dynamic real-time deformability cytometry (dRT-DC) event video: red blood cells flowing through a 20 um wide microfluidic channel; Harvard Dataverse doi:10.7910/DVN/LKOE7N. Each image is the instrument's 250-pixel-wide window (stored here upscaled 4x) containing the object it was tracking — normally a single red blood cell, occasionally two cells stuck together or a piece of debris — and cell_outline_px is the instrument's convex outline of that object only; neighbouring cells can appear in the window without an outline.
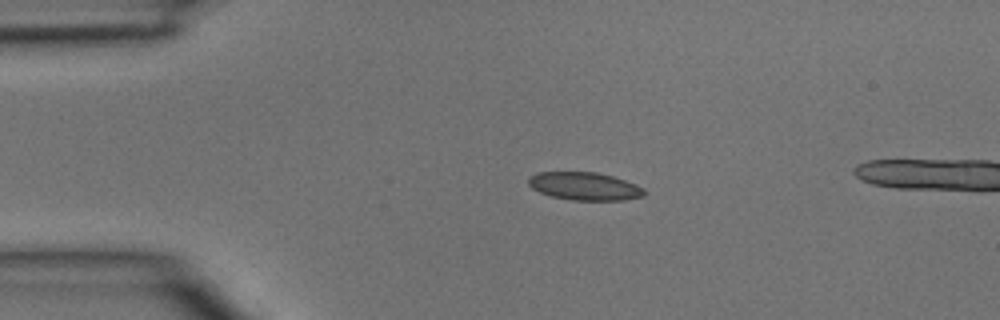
{"species": "common noctule bat (a hibernating species)", "species_latin": "Nyctalus noctula", "temperature_condition": "room temperature", "stored_images_in_passage": 3, "camera_frame_rate_fps": 3000, "um_per_image_px": 0.085, "animal": {"sex": "male", "body_mass_g": 15.6}, "frame": {"image": 1, "passage_image": 2, "time_ms": 0.333, "image_size_px": [1000, 320], "cell_outline_px": [[648, 192], [644, 196], [624, 200], [572, 200], [552, 196], [540, 192], [532, 188], [528, 184], [528, 176], [536, 172], [596, 172], [612, 176], [636, 184], [644, 188]], "centroid_in_image_um": [49.7, 15.82], "position_along_channel_um": 35.3, "area_um2": 18.96}}